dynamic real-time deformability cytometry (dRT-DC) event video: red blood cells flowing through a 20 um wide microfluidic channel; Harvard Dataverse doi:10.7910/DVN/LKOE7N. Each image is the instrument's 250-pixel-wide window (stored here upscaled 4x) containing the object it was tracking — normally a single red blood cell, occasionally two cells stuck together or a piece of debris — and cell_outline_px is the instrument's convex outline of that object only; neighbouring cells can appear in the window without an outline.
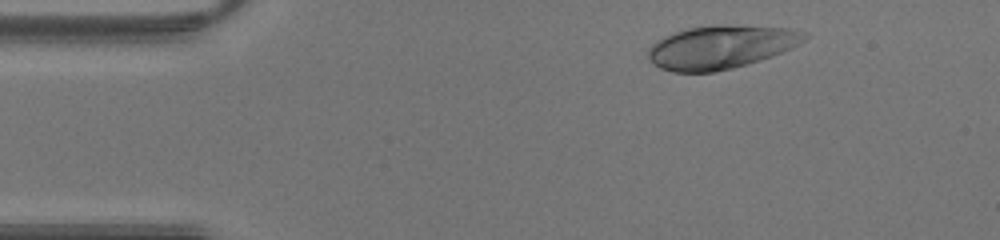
{"species": "human", "species_latin": "Homo sapiens", "temperature_condition": "warm", "stored_images_in_passage": 37, "camera_frame_rate_fps": 3000, "um_per_image_px": 0.085, "donor": {"sex": "male"}, "frame": {"image": 1, "passage_image": 1, "time_ms": 0.0, "image_size_px": [1000, 240], "cell_outline_px": [[808, 36], [804, 40], [792, 48], [732, 68], [712, 72], [672, 72], [660, 68], [652, 64], [648, 60], [648, 48], [656, 40], [664, 36], [688, 28], [712, 24], [724, 24], [792, 28], [808, 32]], "centroid_in_image_um": [61.24, 3.98], "position_along_channel_um": 23.8, "area_um2": 39.54}}
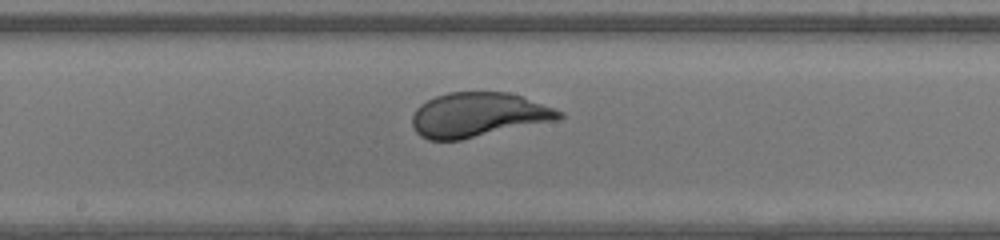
{"frame": {"image": 2, "passage_image": 17, "time_ms": 5.333, "image_size_px": [1000, 240], "cell_outline_px": [[564, 116], [560, 120], [460, 140], [428, 140], [420, 136], [416, 132], [412, 124], [412, 116], [416, 108], [420, 104], [436, 96], [448, 92], [508, 92], [524, 96], [564, 112]], "centroid_in_image_um": [40.68, 9.76], "position_along_channel_um": 207.5, "area_um2": 38.44}}
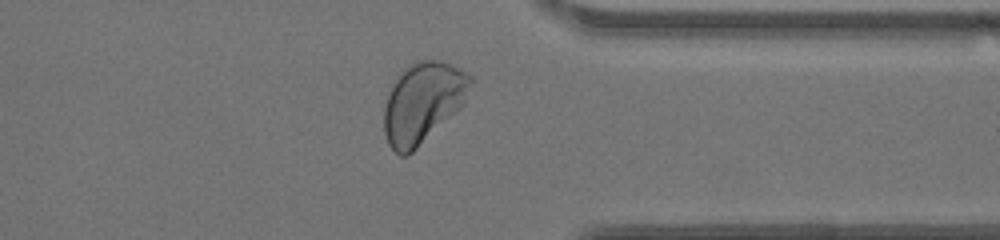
{"frame": {"image": 3, "passage_image": 28, "time_ms": 9.0, "image_size_px": [1000, 240], "cell_outline_px": [[472, 80], [464, 104], [408, 156], [400, 156], [388, 144], [384, 132], [384, 108], [392, 84], [404, 68], [408, 64], [420, 60], [440, 60], [452, 64], [468, 72], [472, 76]], "centroid_in_image_um": [35.94, 8.7], "position_along_channel_um": 375.5, "area_um2": 40.46}}